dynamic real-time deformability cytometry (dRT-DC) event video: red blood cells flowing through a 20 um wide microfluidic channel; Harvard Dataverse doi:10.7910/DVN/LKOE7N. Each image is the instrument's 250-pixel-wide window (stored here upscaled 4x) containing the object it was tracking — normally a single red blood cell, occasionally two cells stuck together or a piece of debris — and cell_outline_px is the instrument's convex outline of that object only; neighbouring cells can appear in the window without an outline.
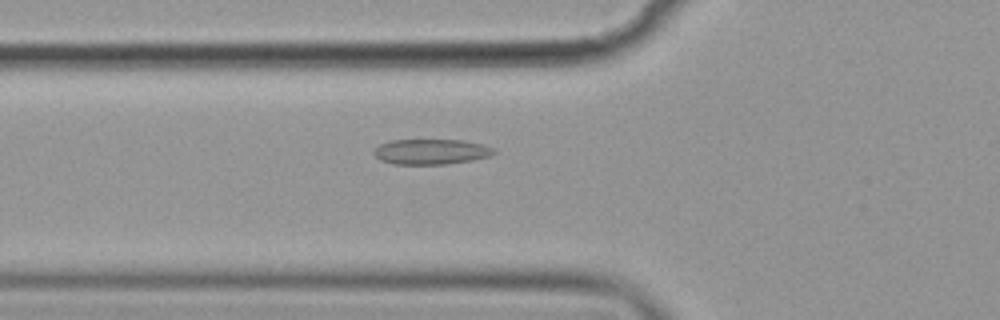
{"species": "common noctule bat (a hibernating species)", "species_latin": "Nyctalus noctula", "temperature_condition": "cold", "stored_images_in_passage": 36, "camera_frame_rate_fps": 3000, "um_per_image_px": 0.085, "animal": {"sex": "female", "body_mass_g": 19.9}, "frame": {"image": 1, "passage_image": 21, "time_ms": 6.667, "image_size_px": [1000, 320], "cell_outline_px": [[496, 152], [488, 156], [472, 160], [448, 164], [392, 164], [380, 160], [372, 152], [380, 144], [392, 140], [464, 140], [484, 144], [496, 148]], "centroid_in_image_um": [36.67, 12.89], "position_along_channel_um": 89.1, "area_um2": 17.8}}
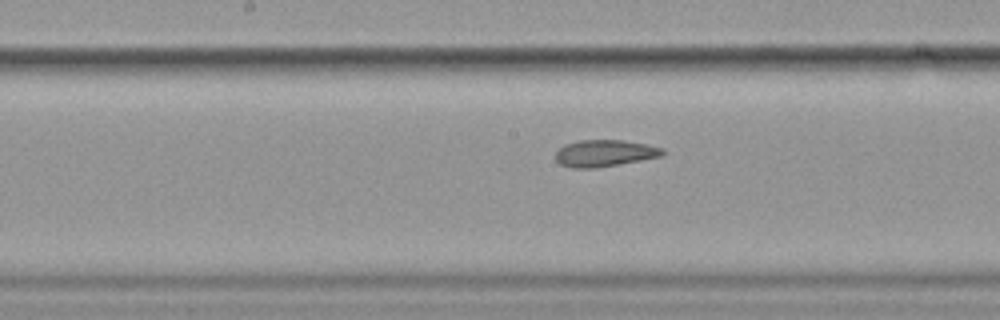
{"frame": {"image": 2, "passage_image": 30, "time_ms": 9.667, "image_size_px": [1000, 320], "cell_outline_px": [[664, 156], [592, 168], [572, 168], [560, 164], [556, 160], [556, 152], [564, 144], [580, 140], [624, 140], [664, 148]], "centroid_in_image_um": [51.38, 13.01], "position_along_channel_um": 196.8, "area_um2": 16.53}}
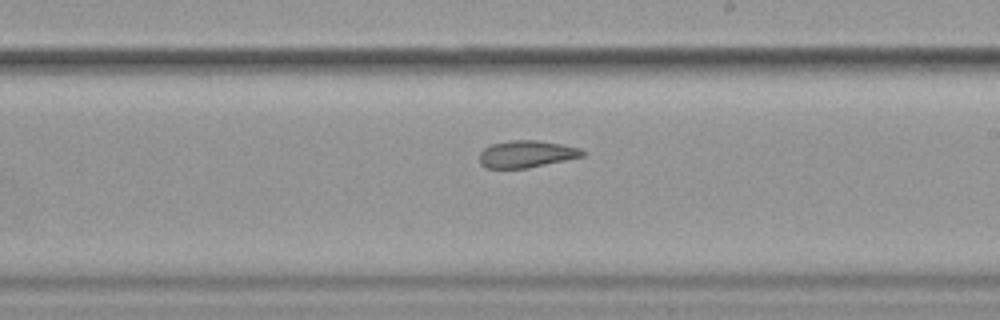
{"frame": {"image": 3, "passage_image": 34, "time_ms": 11.0, "image_size_px": [1000, 320], "cell_outline_px": [[584, 156], [528, 168], [488, 168], [480, 164], [480, 152], [484, 148], [492, 144], [512, 140], [536, 140], [564, 144], [580, 148], [584, 152]], "centroid_in_image_um": [44.76, 13.09], "position_along_channel_um": 244.2, "area_um2": 16.18}}